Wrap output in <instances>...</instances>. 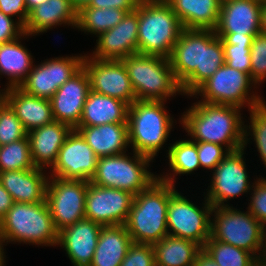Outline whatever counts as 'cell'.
I'll list each match as a JSON object with an SVG mask.
<instances>
[{"label": "cell", "mask_w": 266, "mask_h": 266, "mask_svg": "<svg viewBox=\"0 0 266 266\" xmlns=\"http://www.w3.org/2000/svg\"><path fill=\"white\" fill-rule=\"evenodd\" d=\"M184 96H191L225 64L222 39L212 29H183L168 58Z\"/></svg>", "instance_id": "6da1fadb"}, {"label": "cell", "mask_w": 266, "mask_h": 266, "mask_svg": "<svg viewBox=\"0 0 266 266\" xmlns=\"http://www.w3.org/2000/svg\"><path fill=\"white\" fill-rule=\"evenodd\" d=\"M242 109L232 105L194 102L179 122L190 140L224 146L229 152L244 147Z\"/></svg>", "instance_id": "7a4b0ae2"}, {"label": "cell", "mask_w": 266, "mask_h": 266, "mask_svg": "<svg viewBox=\"0 0 266 266\" xmlns=\"http://www.w3.org/2000/svg\"><path fill=\"white\" fill-rule=\"evenodd\" d=\"M174 185L157 179L133 197L125 227L134 243L154 244L168 235L167 207L177 191Z\"/></svg>", "instance_id": "3957f363"}, {"label": "cell", "mask_w": 266, "mask_h": 266, "mask_svg": "<svg viewBox=\"0 0 266 266\" xmlns=\"http://www.w3.org/2000/svg\"><path fill=\"white\" fill-rule=\"evenodd\" d=\"M165 105L164 101L143 100L129 105L128 140L132 151L155 160L174 126V117Z\"/></svg>", "instance_id": "277c9868"}, {"label": "cell", "mask_w": 266, "mask_h": 266, "mask_svg": "<svg viewBox=\"0 0 266 266\" xmlns=\"http://www.w3.org/2000/svg\"><path fill=\"white\" fill-rule=\"evenodd\" d=\"M58 231L47 202H14L0 221V237L7 244L57 246Z\"/></svg>", "instance_id": "5b68a950"}, {"label": "cell", "mask_w": 266, "mask_h": 266, "mask_svg": "<svg viewBox=\"0 0 266 266\" xmlns=\"http://www.w3.org/2000/svg\"><path fill=\"white\" fill-rule=\"evenodd\" d=\"M183 25L165 0L138 4V53L169 58Z\"/></svg>", "instance_id": "8992f818"}, {"label": "cell", "mask_w": 266, "mask_h": 266, "mask_svg": "<svg viewBox=\"0 0 266 266\" xmlns=\"http://www.w3.org/2000/svg\"><path fill=\"white\" fill-rule=\"evenodd\" d=\"M121 61L127 70L136 100L167 102L178 94L184 96L168 58L137 53Z\"/></svg>", "instance_id": "52a82bcc"}, {"label": "cell", "mask_w": 266, "mask_h": 266, "mask_svg": "<svg viewBox=\"0 0 266 266\" xmlns=\"http://www.w3.org/2000/svg\"><path fill=\"white\" fill-rule=\"evenodd\" d=\"M214 216V218H213ZM211 237L263 259L266 254V228L247 210L233 206L213 207Z\"/></svg>", "instance_id": "ba28073f"}, {"label": "cell", "mask_w": 266, "mask_h": 266, "mask_svg": "<svg viewBox=\"0 0 266 266\" xmlns=\"http://www.w3.org/2000/svg\"><path fill=\"white\" fill-rule=\"evenodd\" d=\"M127 154L98 158L97 170L91 183L107 188H117L137 195L148 189L157 179L150 168L152 158L133 151Z\"/></svg>", "instance_id": "9c48e42d"}, {"label": "cell", "mask_w": 266, "mask_h": 266, "mask_svg": "<svg viewBox=\"0 0 266 266\" xmlns=\"http://www.w3.org/2000/svg\"><path fill=\"white\" fill-rule=\"evenodd\" d=\"M252 88L254 90L258 87L249 74L224 64L188 98L200 96L202 99L198 101L232 105L241 109L247 106L249 110L265 101Z\"/></svg>", "instance_id": "30bf717a"}, {"label": "cell", "mask_w": 266, "mask_h": 266, "mask_svg": "<svg viewBox=\"0 0 266 266\" xmlns=\"http://www.w3.org/2000/svg\"><path fill=\"white\" fill-rule=\"evenodd\" d=\"M201 205L198 207L177 190L167 207L168 235L192 240L203 247L211 237L213 206L205 197Z\"/></svg>", "instance_id": "8fae6325"}, {"label": "cell", "mask_w": 266, "mask_h": 266, "mask_svg": "<svg viewBox=\"0 0 266 266\" xmlns=\"http://www.w3.org/2000/svg\"><path fill=\"white\" fill-rule=\"evenodd\" d=\"M244 150L246 149L243 147L229 152L211 172L210 186L207 187L204 196L206 193L205 198L213 207L230 206L229 200L247 195L253 187L254 182L249 181Z\"/></svg>", "instance_id": "7c38bea8"}, {"label": "cell", "mask_w": 266, "mask_h": 266, "mask_svg": "<svg viewBox=\"0 0 266 266\" xmlns=\"http://www.w3.org/2000/svg\"><path fill=\"white\" fill-rule=\"evenodd\" d=\"M88 182L49 176L46 202L57 231L85 218Z\"/></svg>", "instance_id": "4fadbf2b"}, {"label": "cell", "mask_w": 266, "mask_h": 266, "mask_svg": "<svg viewBox=\"0 0 266 266\" xmlns=\"http://www.w3.org/2000/svg\"><path fill=\"white\" fill-rule=\"evenodd\" d=\"M84 57L85 54L62 56L34 64L19 88L32 96L50 100L58 88L82 68Z\"/></svg>", "instance_id": "5bb4252c"}, {"label": "cell", "mask_w": 266, "mask_h": 266, "mask_svg": "<svg viewBox=\"0 0 266 266\" xmlns=\"http://www.w3.org/2000/svg\"><path fill=\"white\" fill-rule=\"evenodd\" d=\"M90 90L101 95H107L131 105L136 95L124 63L121 60H98L87 54L83 59Z\"/></svg>", "instance_id": "9a60e30c"}, {"label": "cell", "mask_w": 266, "mask_h": 266, "mask_svg": "<svg viewBox=\"0 0 266 266\" xmlns=\"http://www.w3.org/2000/svg\"><path fill=\"white\" fill-rule=\"evenodd\" d=\"M134 195L117 188L101 187L88 182L85 218L102 226L124 225Z\"/></svg>", "instance_id": "2e32d148"}, {"label": "cell", "mask_w": 266, "mask_h": 266, "mask_svg": "<svg viewBox=\"0 0 266 266\" xmlns=\"http://www.w3.org/2000/svg\"><path fill=\"white\" fill-rule=\"evenodd\" d=\"M97 155L73 129L58 152L49 176L90 182L97 170Z\"/></svg>", "instance_id": "e0dca14e"}, {"label": "cell", "mask_w": 266, "mask_h": 266, "mask_svg": "<svg viewBox=\"0 0 266 266\" xmlns=\"http://www.w3.org/2000/svg\"><path fill=\"white\" fill-rule=\"evenodd\" d=\"M89 56L98 60H122L138 53V6L126 13L114 28L101 33Z\"/></svg>", "instance_id": "ac0fdd59"}, {"label": "cell", "mask_w": 266, "mask_h": 266, "mask_svg": "<svg viewBox=\"0 0 266 266\" xmlns=\"http://www.w3.org/2000/svg\"><path fill=\"white\" fill-rule=\"evenodd\" d=\"M89 91V78L82 67L58 88L50 99L54 121L66 124L76 130L79 127L84 103Z\"/></svg>", "instance_id": "d6986e66"}, {"label": "cell", "mask_w": 266, "mask_h": 266, "mask_svg": "<svg viewBox=\"0 0 266 266\" xmlns=\"http://www.w3.org/2000/svg\"><path fill=\"white\" fill-rule=\"evenodd\" d=\"M102 225L82 219L58 233L61 246L73 266H89L93 260Z\"/></svg>", "instance_id": "ffe728a7"}, {"label": "cell", "mask_w": 266, "mask_h": 266, "mask_svg": "<svg viewBox=\"0 0 266 266\" xmlns=\"http://www.w3.org/2000/svg\"><path fill=\"white\" fill-rule=\"evenodd\" d=\"M262 4L263 0H229L221 3L215 33H235V36L259 34Z\"/></svg>", "instance_id": "44dd1931"}, {"label": "cell", "mask_w": 266, "mask_h": 266, "mask_svg": "<svg viewBox=\"0 0 266 266\" xmlns=\"http://www.w3.org/2000/svg\"><path fill=\"white\" fill-rule=\"evenodd\" d=\"M2 99L15 112L27 132L54 121L49 99L32 96L19 87L4 88Z\"/></svg>", "instance_id": "7402d4cb"}, {"label": "cell", "mask_w": 266, "mask_h": 266, "mask_svg": "<svg viewBox=\"0 0 266 266\" xmlns=\"http://www.w3.org/2000/svg\"><path fill=\"white\" fill-rule=\"evenodd\" d=\"M73 129L58 121L27 132L35 168H52L60 148Z\"/></svg>", "instance_id": "603a6c76"}, {"label": "cell", "mask_w": 266, "mask_h": 266, "mask_svg": "<svg viewBox=\"0 0 266 266\" xmlns=\"http://www.w3.org/2000/svg\"><path fill=\"white\" fill-rule=\"evenodd\" d=\"M49 175L43 169L0 172V183L18 203H40L46 201Z\"/></svg>", "instance_id": "cb8c5ba5"}, {"label": "cell", "mask_w": 266, "mask_h": 266, "mask_svg": "<svg viewBox=\"0 0 266 266\" xmlns=\"http://www.w3.org/2000/svg\"><path fill=\"white\" fill-rule=\"evenodd\" d=\"M77 12L71 0H47L29 12L24 32L32 37L63 24L76 29Z\"/></svg>", "instance_id": "d4e9b609"}, {"label": "cell", "mask_w": 266, "mask_h": 266, "mask_svg": "<svg viewBox=\"0 0 266 266\" xmlns=\"http://www.w3.org/2000/svg\"><path fill=\"white\" fill-rule=\"evenodd\" d=\"M76 130L98 158L126 153L130 147L127 123L79 126Z\"/></svg>", "instance_id": "484cf974"}, {"label": "cell", "mask_w": 266, "mask_h": 266, "mask_svg": "<svg viewBox=\"0 0 266 266\" xmlns=\"http://www.w3.org/2000/svg\"><path fill=\"white\" fill-rule=\"evenodd\" d=\"M129 104L116 98L89 91L79 126L127 123Z\"/></svg>", "instance_id": "4316f807"}, {"label": "cell", "mask_w": 266, "mask_h": 266, "mask_svg": "<svg viewBox=\"0 0 266 266\" xmlns=\"http://www.w3.org/2000/svg\"><path fill=\"white\" fill-rule=\"evenodd\" d=\"M28 37L30 35L24 32L16 39L0 44V77L4 75L8 80L4 88L19 87L33 67V56L20 41Z\"/></svg>", "instance_id": "83f0119b"}, {"label": "cell", "mask_w": 266, "mask_h": 266, "mask_svg": "<svg viewBox=\"0 0 266 266\" xmlns=\"http://www.w3.org/2000/svg\"><path fill=\"white\" fill-rule=\"evenodd\" d=\"M185 29H212L218 24L220 0H165Z\"/></svg>", "instance_id": "f1b7e54d"}, {"label": "cell", "mask_w": 266, "mask_h": 266, "mask_svg": "<svg viewBox=\"0 0 266 266\" xmlns=\"http://www.w3.org/2000/svg\"><path fill=\"white\" fill-rule=\"evenodd\" d=\"M132 243L125 225L102 226L89 266H120Z\"/></svg>", "instance_id": "f546056e"}, {"label": "cell", "mask_w": 266, "mask_h": 266, "mask_svg": "<svg viewBox=\"0 0 266 266\" xmlns=\"http://www.w3.org/2000/svg\"><path fill=\"white\" fill-rule=\"evenodd\" d=\"M155 251V266H193L194 259L202 247L196 242L165 236L153 244Z\"/></svg>", "instance_id": "4dcf8cb0"}, {"label": "cell", "mask_w": 266, "mask_h": 266, "mask_svg": "<svg viewBox=\"0 0 266 266\" xmlns=\"http://www.w3.org/2000/svg\"><path fill=\"white\" fill-rule=\"evenodd\" d=\"M168 145L170 146H168V153L166 155L170 169L167 173L165 172L166 175L164 172L163 174L158 175V179L175 186V180H177L175 176H178V174L179 176H184L185 174L191 175L198 168H201L198 159L197 142L190 139H180Z\"/></svg>", "instance_id": "1f68e13d"}, {"label": "cell", "mask_w": 266, "mask_h": 266, "mask_svg": "<svg viewBox=\"0 0 266 266\" xmlns=\"http://www.w3.org/2000/svg\"><path fill=\"white\" fill-rule=\"evenodd\" d=\"M126 11L116 8H92L81 7L77 12L76 28L78 31L95 35L98 37L101 33L114 28L122 21Z\"/></svg>", "instance_id": "d6a6232c"}, {"label": "cell", "mask_w": 266, "mask_h": 266, "mask_svg": "<svg viewBox=\"0 0 266 266\" xmlns=\"http://www.w3.org/2000/svg\"><path fill=\"white\" fill-rule=\"evenodd\" d=\"M219 266H254V254L210 237L202 247Z\"/></svg>", "instance_id": "836d02e7"}, {"label": "cell", "mask_w": 266, "mask_h": 266, "mask_svg": "<svg viewBox=\"0 0 266 266\" xmlns=\"http://www.w3.org/2000/svg\"><path fill=\"white\" fill-rule=\"evenodd\" d=\"M28 136L0 146V172L33 169Z\"/></svg>", "instance_id": "e575fe53"}, {"label": "cell", "mask_w": 266, "mask_h": 266, "mask_svg": "<svg viewBox=\"0 0 266 266\" xmlns=\"http://www.w3.org/2000/svg\"><path fill=\"white\" fill-rule=\"evenodd\" d=\"M249 111L250 123L245 124L244 129V148L250 140L255 142V147L259 153V158L266 168V101L252 107Z\"/></svg>", "instance_id": "d590c367"}, {"label": "cell", "mask_w": 266, "mask_h": 266, "mask_svg": "<svg viewBox=\"0 0 266 266\" xmlns=\"http://www.w3.org/2000/svg\"><path fill=\"white\" fill-rule=\"evenodd\" d=\"M27 136L21 121L15 112L3 100L0 101V146L13 141L21 140Z\"/></svg>", "instance_id": "8d00e7d4"}, {"label": "cell", "mask_w": 266, "mask_h": 266, "mask_svg": "<svg viewBox=\"0 0 266 266\" xmlns=\"http://www.w3.org/2000/svg\"><path fill=\"white\" fill-rule=\"evenodd\" d=\"M250 77L258 85L266 80V34L255 35L251 45Z\"/></svg>", "instance_id": "74e56055"}, {"label": "cell", "mask_w": 266, "mask_h": 266, "mask_svg": "<svg viewBox=\"0 0 266 266\" xmlns=\"http://www.w3.org/2000/svg\"><path fill=\"white\" fill-rule=\"evenodd\" d=\"M225 64L250 75L251 45H229L222 39Z\"/></svg>", "instance_id": "f35d334b"}, {"label": "cell", "mask_w": 266, "mask_h": 266, "mask_svg": "<svg viewBox=\"0 0 266 266\" xmlns=\"http://www.w3.org/2000/svg\"><path fill=\"white\" fill-rule=\"evenodd\" d=\"M246 209L266 228V178H254Z\"/></svg>", "instance_id": "ab89813d"}, {"label": "cell", "mask_w": 266, "mask_h": 266, "mask_svg": "<svg viewBox=\"0 0 266 266\" xmlns=\"http://www.w3.org/2000/svg\"><path fill=\"white\" fill-rule=\"evenodd\" d=\"M198 159L201 168L211 170L224 159L229 151L222 145L209 142H197Z\"/></svg>", "instance_id": "60d3db41"}, {"label": "cell", "mask_w": 266, "mask_h": 266, "mask_svg": "<svg viewBox=\"0 0 266 266\" xmlns=\"http://www.w3.org/2000/svg\"><path fill=\"white\" fill-rule=\"evenodd\" d=\"M120 266H155L153 245L133 242Z\"/></svg>", "instance_id": "b9f144b4"}, {"label": "cell", "mask_w": 266, "mask_h": 266, "mask_svg": "<svg viewBox=\"0 0 266 266\" xmlns=\"http://www.w3.org/2000/svg\"><path fill=\"white\" fill-rule=\"evenodd\" d=\"M24 33L23 26L0 11V44L12 41Z\"/></svg>", "instance_id": "7bdbcfd3"}, {"label": "cell", "mask_w": 266, "mask_h": 266, "mask_svg": "<svg viewBox=\"0 0 266 266\" xmlns=\"http://www.w3.org/2000/svg\"><path fill=\"white\" fill-rule=\"evenodd\" d=\"M0 11L16 20L24 27L28 19V10L25 0H0Z\"/></svg>", "instance_id": "ee69618b"}, {"label": "cell", "mask_w": 266, "mask_h": 266, "mask_svg": "<svg viewBox=\"0 0 266 266\" xmlns=\"http://www.w3.org/2000/svg\"><path fill=\"white\" fill-rule=\"evenodd\" d=\"M141 0H90L86 6L92 8H116L132 12L135 10Z\"/></svg>", "instance_id": "f6af8a7d"}, {"label": "cell", "mask_w": 266, "mask_h": 266, "mask_svg": "<svg viewBox=\"0 0 266 266\" xmlns=\"http://www.w3.org/2000/svg\"><path fill=\"white\" fill-rule=\"evenodd\" d=\"M229 45H252L253 37L257 34H246L245 36H235V33H215Z\"/></svg>", "instance_id": "bcb514c9"}, {"label": "cell", "mask_w": 266, "mask_h": 266, "mask_svg": "<svg viewBox=\"0 0 266 266\" xmlns=\"http://www.w3.org/2000/svg\"><path fill=\"white\" fill-rule=\"evenodd\" d=\"M13 203L12 196L0 183V221L5 217Z\"/></svg>", "instance_id": "7dc6e473"}, {"label": "cell", "mask_w": 266, "mask_h": 266, "mask_svg": "<svg viewBox=\"0 0 266 266\" xmlns=\"http://www.w3.org/2000/svg\"><path fill=\"white\" fill-rule=\"evenodd\" d=\"M193 266H219L211 256L202 248L194 259Z\"/></svg>", "instance_id": "c3c4849f"}, {"label": "cell", "mask_w": 266, "mask_h": 266, "mask_svg": "<svg viewBox=\"0 0 266 266\" xmlns=\"http://www.w3.org/2000/svg\"><path fill=\"white\" fill-rule=\"evenodd\" d=\"M261 20V32L266 34V0H263V4L260 10Z\"/></svg>", "instance_id": "681fc988"}, {"label": "cell", "mask_w": 266, "mask_h": 266, "mask_svg": "<svg viewBox=\"0 0 266 266\" xmlns=\"http://www.w3.org/2000/svg\"><path fill=\"white\" fill-rule=\"evenodd\" d=\"M47 0H25L26 8L28 12H30L35 7L40 6L42 3L46 2Z\"/></svg>", "instance_id": "f907efd6"}, {"label": "cell", "mask_w": 266, "mask_h": 266, "mask_svg": "<svg viewBox=\"0 0 266 266\" xmlns=\"http://www.w3.org/2000/svg\"><path fill=\"white\" fill-rule=\"evenodd\" d=\"M5 243L4 240L0 237V266H5L6 262V255L4 249Z\"/></svg>", "instance_id": "816d5d0a"}, {"label": "cell", "mask_w": 266, "mask_h": 266, "mask_svg": "<svg viewBox=\"0 0 266 266\" xmlns=\"http://www.w3.org/2000/svg\"><path fill=\"white\" fill-rule=\"evenodd\" d=\"M90 0H71L72 5L77 9V11L83 7L86 6L89 3Z\"/></svg>", "instance_id": "f5cc1de1"}, {"label": "cell", "mask_w": 266, "mask_h": 266, "mask_svg": "<svg viewBox=\"0 0 266 266\" xmlns=\"http://www.w3.org/2000/svg\"><path fill=\"white\" fill-rule=\"evenodd\" d=\"M254 266H266V259L263 258V259H259L255 264Z\"/></svg>", "instance_id": "db71d44e"}, {"label": "cell", "mask_w": 266, "mask_h": 266, "mask_svg": "<svg viewBox=\"0 0 266 266\" xmlns=\"http://www.w3.org/2000/svg\"><path fill=\"white\" fill-rule=\"evenodd\" d=\"M226 1H229V0H220L221 3L226 2Z\"/></svg>", "instance_id": "11a10c76"}]
</instances>
